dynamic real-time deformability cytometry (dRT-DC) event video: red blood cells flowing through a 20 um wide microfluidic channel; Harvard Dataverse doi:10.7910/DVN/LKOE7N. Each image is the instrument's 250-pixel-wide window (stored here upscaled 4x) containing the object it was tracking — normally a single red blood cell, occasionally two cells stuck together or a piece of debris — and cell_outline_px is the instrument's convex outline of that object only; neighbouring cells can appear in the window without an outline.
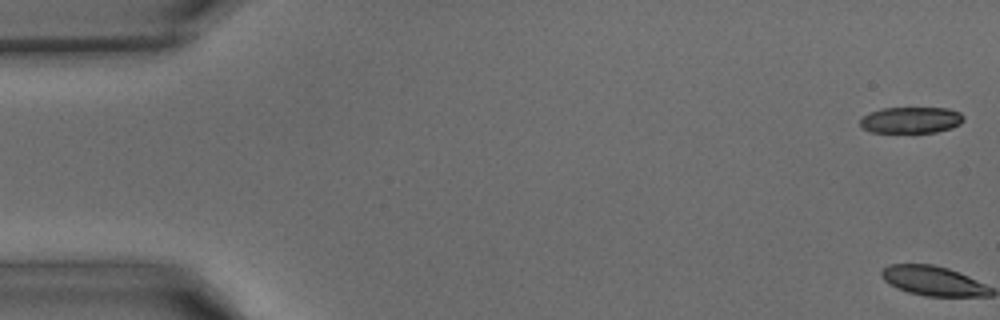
{"species": "common noctule bat (a hibernating species)", "species_latin": "Nyctalus noctula", "temperature_condition": "warm", "stored_images_in_passage": 43, "camera_frame_rate_fps": 3000, "um_per_image_px": 0.085, "animal": {"sex": "male", "body_mass_g": 15.6}, "frame": {"image": 1, "passage_image": 1, "time_ms": 0.0, "image_size_px": [1000, 320], "cell_outline_px": [[964, 120], [960, 124], [952, 128], [936, 132], [912, 136], [872, 132], [864, 128], [860, 124], [860, 120], [864, 116], [880, 108], [948, 108], [960, 112], [964, 116]], "centroid_in_image_um": [77.46, 10.26], "position_along_channel_um": 7.5, "area_um2": 16.7}}
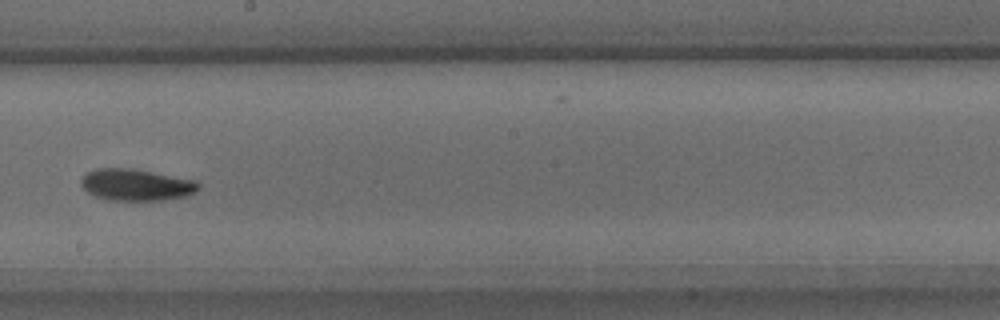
{"frame": {"image": 2, "passage_image": 25, "time_ms": 8.0, "image_size_px": [1000, 320], "cell_outline_px": [[200, 188], [196, 192], [188, 196], [160, 200], [108, 200], [96, 196], [88, 192], [80, 184], [80, 180], [88, 172], [96, 168], [128, 168], [196, 180], [200, 184]], "centroid_in_image_um": [11.59, 15.71], "position_along_channel_um": 236.6, "area_um2": 21.56}}
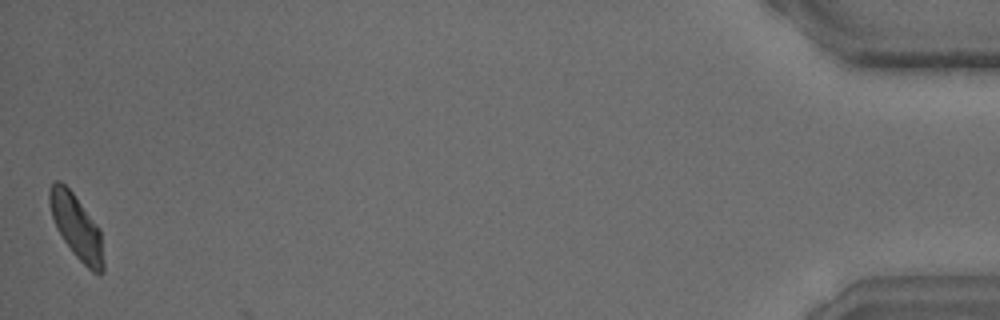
{"frame": {"image": 3, "passage_image": 43, "time_ms": 14.0, "image_size_px": [1000, 320], "cell_outline_px": [[104, 272], [100, 276], [92, 272], [72, 252], [56, 228], [52, 216], [48, 200], [48, 192], [52, 184], [56, 180], [60, 180], [72, 192], [100, 228], [104, 264]], "centroid_in_image_um": [6.51, 19.3], "position_along_channel_um": 428.7, "area_um2": 20.17}}